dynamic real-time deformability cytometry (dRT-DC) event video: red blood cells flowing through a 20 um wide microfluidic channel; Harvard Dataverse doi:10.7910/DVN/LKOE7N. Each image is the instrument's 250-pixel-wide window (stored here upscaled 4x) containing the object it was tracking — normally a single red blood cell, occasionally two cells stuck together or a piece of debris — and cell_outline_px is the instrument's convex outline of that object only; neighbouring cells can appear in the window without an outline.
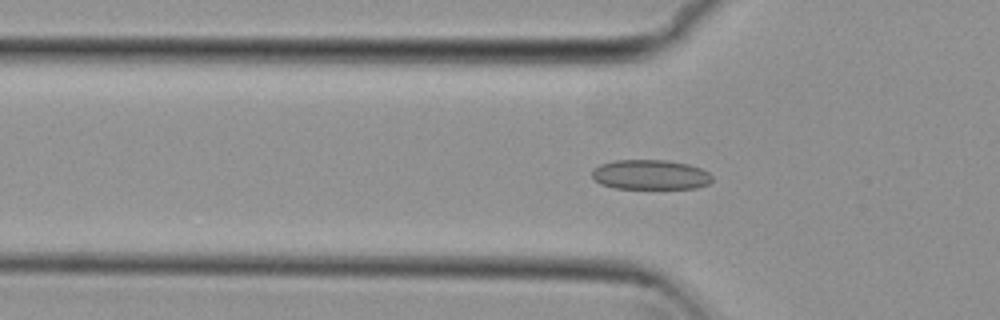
{"species": "common noctule bat (a hibernating species)", "species_latin": "Nyctalus noctula", "temperature_condition": "cold", "stored_images_in_passage": 48, "camera_frame_rate_fps": 3000, "um_per_image_px": 0.085, "animal": {"sex": "female", "body_mass_g": 29.2, "forearm_length_mm": 56.3}, "frame": {"image": 1, "passage_image": 10, "time_ms": 3.0, "image_size_px": [1000, 320], "cell_outline_px": [[712, 180], [708, 184], [696, 188], [616, 188], [600, 184], [592, 176], [592, 168], [600, 164], [616, 160], [668, 160], [688, 164], [700, 168], [708, 172], [712, 176]], "centroid_in_image_um": [55.27, 14.84], "position_along_channel_um": 70.5, "area_um2": 20.87}}
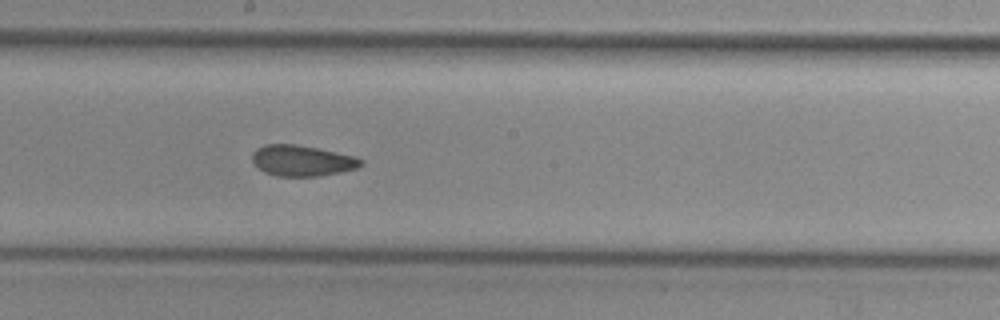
{"frame": {"image": 2, "passage_image": 22, "time_ms": 7.0, "image_size_px": [1000, 320], "cell_outline_px": [[364, 164], [356, 168], [340, 172], [320, 176], [276, 176], [264, 172], [252, 160], [252, 152], [256, 148], [264, 144], [296, 144], [316, 148], [352, 156], [364, 160]], "centroid_in_image_um": [25.65, 13.65], "position_along_channel_um": 222.6, "area_um2": 19.42}}
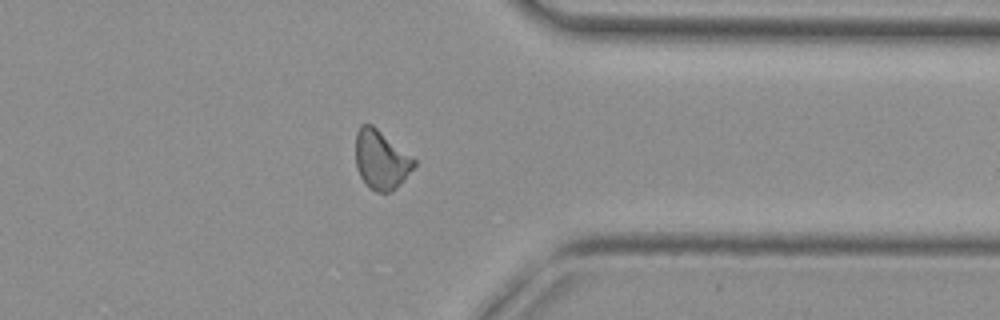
{"frame": {"image": 3, "passage_image": 35, "time_ms": 11.333, "image_size_px": [1000, 320], "cell_outline_px": [[416, 164], [404, 180], [392, 192], [376, 192], [368, 188], [360, 176], [356, 168], [356, 132], [360, 124], [372, 124], [416, 160]], "centroid_in_image_um": [32.37, 13.6], "position_along_channel_um": 379.0, "area_um2": 20.11}, "authors_computed_cell_mechanics": {"area_um2": 20.1144, "velocity_mm_per_s": 3.7984, "shape_relaxation_time_tau1_ms": null, "shape_relaxation_time_tau2_ms": 3.3531, "deformation_change_tau1": null, "deformation_change_tau2": 0.0817}}